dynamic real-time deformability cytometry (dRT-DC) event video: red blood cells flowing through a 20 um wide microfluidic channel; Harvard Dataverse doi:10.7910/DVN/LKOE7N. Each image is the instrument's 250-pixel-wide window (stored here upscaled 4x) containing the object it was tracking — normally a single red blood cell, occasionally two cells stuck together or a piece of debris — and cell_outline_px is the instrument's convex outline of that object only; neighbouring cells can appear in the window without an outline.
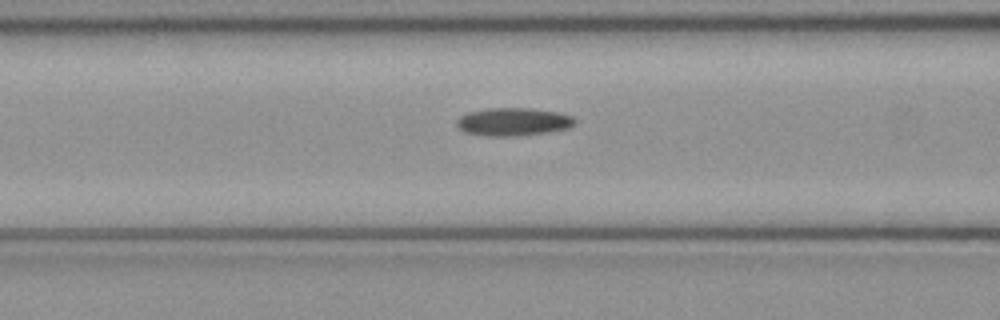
{"species": "common noctule bat (a hibernating species)", "species_latin": "Nyctalus noctula", "temperature_condition": "cold", "stored_images_in_passage": 39, "camera_frame_rate_fps": 3000, "um_per_image_px": 0.085, "animal": {"sex": "female", "body_mass_g": 21.9}, "frame": {"image": 1, "passage_image": 8, "time_ms": 2.333, "image_size_px": [1000, 320], "cell_outline_px": [[576, 120], [568, 128], [548, 132], [520, 136], [484, 136], [464, 132], [456, 124], [456, 120], [460, 116], [468, 112], [488, 108], [532, 108], [560, 112], [572, 116]], "centroid_in_image_um": [43.61, 10.35], "position_along_channel_um": 123.0, "area_um2": 19.42}}
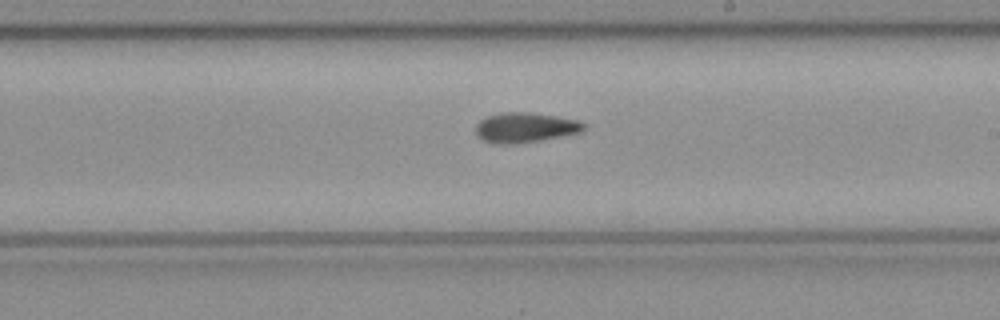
{"frame": {"image": 2, "passage_image": 17, "time_ms": 5.333, "image_size_px": [1000, 320], "cell_outline_px": [[584, 132], [540, 140], [516, 144], [492, 144], [480, 140], [476, 136], [476, 124], [480, 120], [488, 116], [504, 112], [528, 112], [560, 116], [580, 120], [584, 124]], "centroid_in_image_um": [44.63, 10.85], "position_along_channel_um": 244.4, "area_um2": 19.25}}
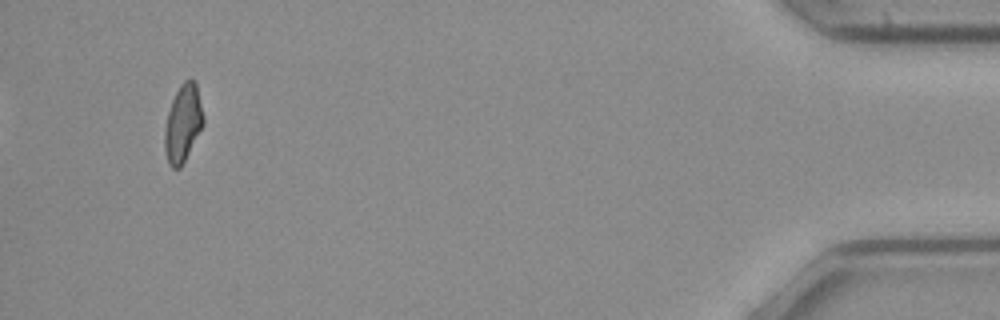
{"frame": {"image": 3, "passage_image": 36, "time_ms": 11.667, "image_size_px": [1000, 320], "cell_outline_px": [[204, 124], [180, 168], [172, 168], [168, 164], [164, 148], [164, 132], [168, 112], [172, 100], [180, 84], [184, 80], [192, 80], [196, 84], [204, 116]], "centroid_in_image_um": [15.54, 10.49], "position_along_channel_um": 419.7, "area_um2": 17.28}, "authors_computed_cell_mechanics": {"area_um2": 18.0336, "velocity_mm_per_s": 4.0423, "shape_relaxation_time_tau1_ms": null, "shape_relaxation_time_tau2_ms": 6.7366, "deformation_change_tau1": null, "deformation_change_tau2": 0.1548}}